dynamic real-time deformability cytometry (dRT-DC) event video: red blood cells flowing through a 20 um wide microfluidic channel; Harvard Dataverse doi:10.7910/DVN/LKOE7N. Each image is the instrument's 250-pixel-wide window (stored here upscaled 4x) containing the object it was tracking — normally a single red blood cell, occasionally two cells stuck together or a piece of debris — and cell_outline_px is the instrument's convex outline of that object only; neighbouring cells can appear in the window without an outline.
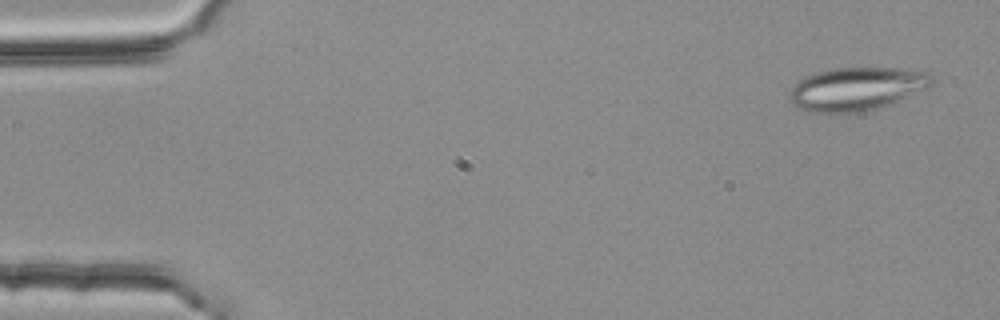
{"species": "common noctule bat (a hibernating species)", "species_latin": "Nyctalus noctula", "temperature_condition": "room temperature", "stored_images_in_passage": 4, "camera_frame_rate_fps": 3000, "um_per_image_px": 0.085, "animal": {"sex": "female", "body_mass_g": 25.1}, "frame": {"image": 1, "passage_image": 1, "time_ms": 0.0, "image_size_px": [1000, 320], "cell_outline_px": [[932, 80], [928, 88], [888, 104], [876, 108], [860, 112], [808, 112], [792, 104], [788, 100], [788, 92], [804, 76], [816, 72], [832, 68], [908, 68], [928, 72], [932, 76]], "centroid_in_image_um": [72.78, 7.54], "position_along_channel_um": 12.2, "area_um2": 35.78}}